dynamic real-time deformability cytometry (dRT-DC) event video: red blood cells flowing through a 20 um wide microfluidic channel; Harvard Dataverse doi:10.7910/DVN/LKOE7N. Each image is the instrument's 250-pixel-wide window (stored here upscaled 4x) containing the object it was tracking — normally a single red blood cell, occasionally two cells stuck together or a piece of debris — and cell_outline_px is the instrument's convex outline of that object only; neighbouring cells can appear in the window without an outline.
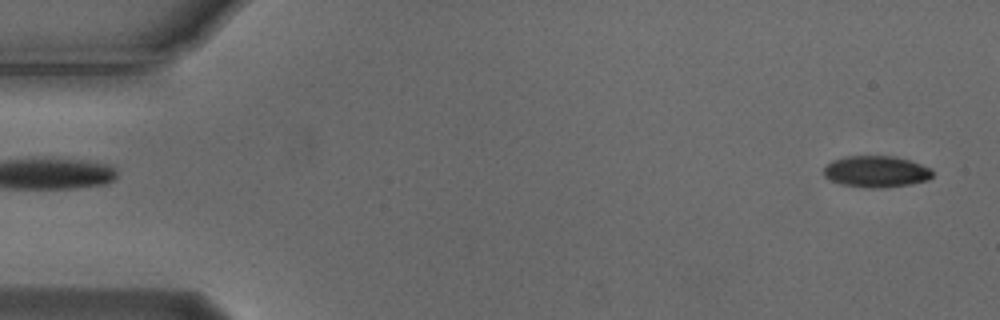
{"species": "Egyptian fruit bat (a non-hibernating species)", "species_latin": "Rousettus aegyptiacus", "temperature_condition": "cold", "stored_images_in_passage": 49, "camera_frame_rate_fps": 3000, "um_per_image_px": 0.085, "animal": {"sex": "male"}, "frame": {"image": 1, "passage_image": 2, "time_ms": 0.333, "image_size_px": [1000, 320], "cell_outline_px": [[932, 176], [928, 180], [912, 184], [880, 188], [864, 188], [840, 184], [824, 176], [824, 168], [832, 160], [848, 156], [892, 156], [908, 160], [932, 168]], "centroid_in_image_um": [74.48, 14.59], "position_along_channel_um": 10.5, "area_um2": 19.94}}
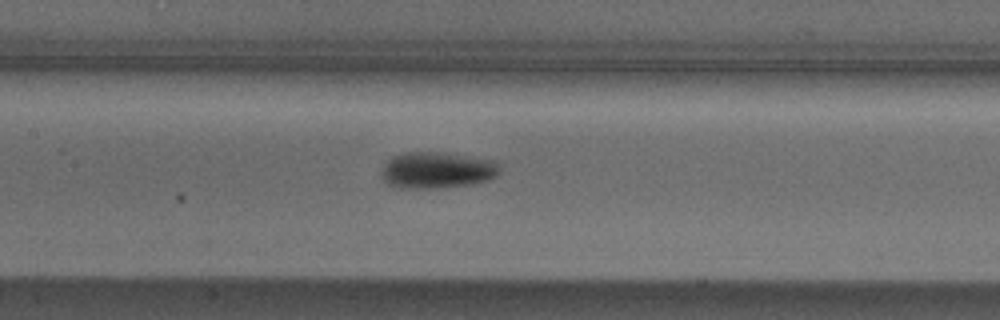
{"frame": {"image": 2, "passage_image": 25, "time_ms": 8.0, "image_size_px": [1000, 320], "cell_outline_px": [[500, 172], [496, 176], [488, 180], [472, 184], [440, 188], [396, 188], [388, 184], [384, 180], [384, 164], [392, 156], [404, 152], [436, 152], [496, 160], [500, 164]], "centroid_in_image_um": [37.18, 14.47], "position_along_channel_um": 170.2, "area_um2": 25.09}}
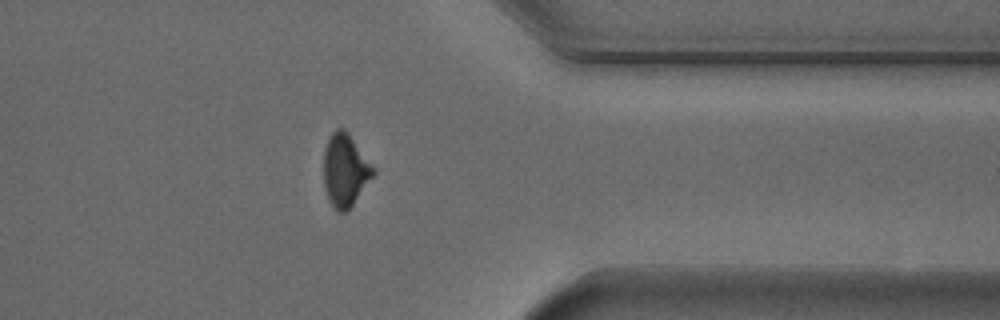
{"frame": {"image": 3, "passage_image": 43, "time_ms": 14.0, "image_size_px": [1000, 320], "cell_outline_px": [[376, 172], [348, 212], [336, 212], [324, 188], [324, 148], [332, 132], [336, 128], [344, 128], [348, 132]], "centroid_in_image_um": [29.32, 14.49], "position_along_channel_um": 382.1, "area_um2": 20.81}}